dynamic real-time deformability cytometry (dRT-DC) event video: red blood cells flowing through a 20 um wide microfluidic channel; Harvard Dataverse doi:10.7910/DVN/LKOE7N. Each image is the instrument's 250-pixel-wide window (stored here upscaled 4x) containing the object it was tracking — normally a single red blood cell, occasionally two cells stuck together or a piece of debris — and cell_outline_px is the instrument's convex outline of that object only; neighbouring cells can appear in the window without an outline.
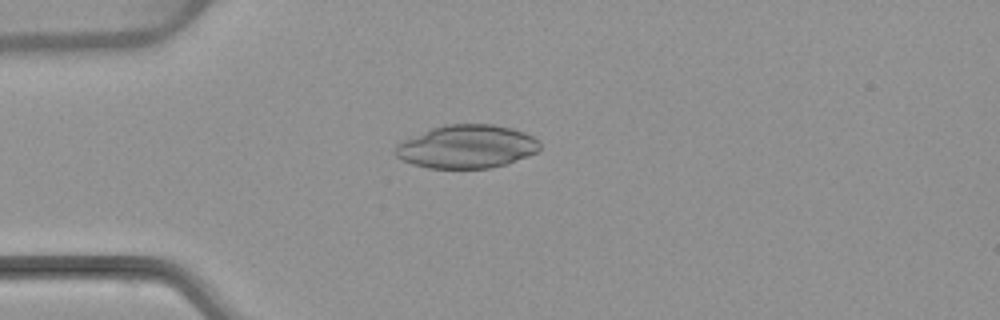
{"species": "common noctule bat (a hibernating species)", "species_latin": "Nyctalus noctula", "temperature_condition": "warm", "stored_images_in_passage": 5, "camera_frame_rate_fps": 3000, "um_per_image_px": 0.085, "animal": {"sex": "female", "body_mass_g": 22.7, "forearm_length_mm": 54.2}, "frame": {"image": 1, "passage_image": 4, "time_ms": 3.667, "image_size_px": [1000, 320], "cell_outline_px": [[540, 148], [536, 152], [528, 156], [504, 164], [488, 168], [428, 168], [412, 164], [400, 160], [396, 156], [396, 144], [404, 140], [432, 128], [444, 124], [492, 124], [512, 128], [524, 132], [532, 136], [540, 144]], "centroid_in_image_um": [39.66, 12.46], "position_along_channel_um": 45.3, "area_um2": 36.24}}